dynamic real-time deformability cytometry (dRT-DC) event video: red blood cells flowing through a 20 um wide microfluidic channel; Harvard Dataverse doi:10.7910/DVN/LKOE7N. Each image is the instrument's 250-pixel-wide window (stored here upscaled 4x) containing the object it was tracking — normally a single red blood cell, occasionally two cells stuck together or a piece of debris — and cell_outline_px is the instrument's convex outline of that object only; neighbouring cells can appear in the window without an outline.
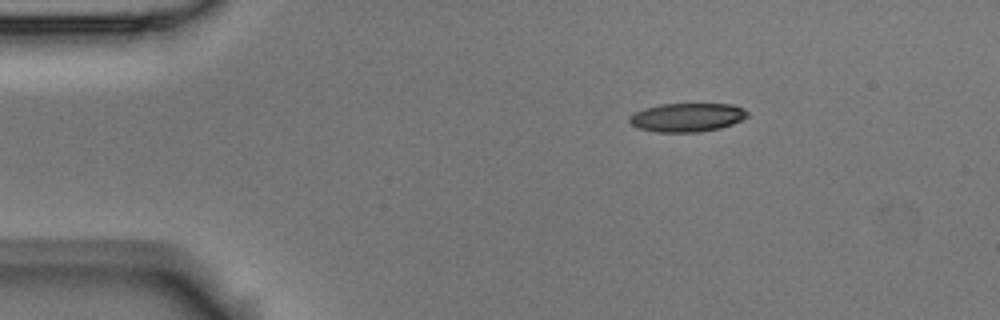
{"species": "Egyptian fruit bat (a non-hibernating species)", "species_latin": "Rousettus aegyptiacus", "temperature_condition": "room temperature", "stored_images_in_passage": 3, "camera_frame_rate_fps": 3000, "um_per_image_px": 0.085, "animal": {"sex": "male"}, "frame": {"image": 1, "passage_image": 1, "time_ms": 0.0, "image_size_px": [1000, 320], "cell_outline_px": [[748, 116], [732, 124], [720, 128], [700, 132], [656, 132], [636, 128], [628, 120], [628, 116], [644, 108], [660, 104], [732, 104], [744, 108], [748, 112]], "centroid_in_image_um": [58.38, 9.98], "position_along_channel_um": 26.6, "area_um2": 19.83}}